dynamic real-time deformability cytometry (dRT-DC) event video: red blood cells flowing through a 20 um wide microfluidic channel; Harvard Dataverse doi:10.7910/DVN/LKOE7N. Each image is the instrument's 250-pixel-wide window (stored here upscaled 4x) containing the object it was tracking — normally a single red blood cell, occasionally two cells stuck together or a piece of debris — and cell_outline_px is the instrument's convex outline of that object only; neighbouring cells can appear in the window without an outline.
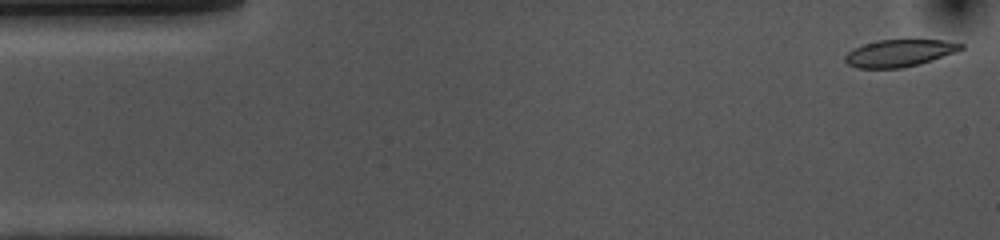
{"species": "common noctule bat (a hibernating species)", "species_latin": "Nyctalus noctula", "temperature_condition": "cold", "stored_images_in_passage": 55, "camera_frame_rate_fps": 3000, "um_per_image_px": 0.085, "animal": {"sex": "female", "body_mass_g": 10.0, "forearm_length_mm": 53.1}, "frame": {"image": 1, "passage_image": 1, "time_ms": 0.0, "image_size_px": [1000, 240], "cell_outline_px": [[964, 48], [956, 52], [920, 64], [900, 68], [856, 68], [848, 64], [844, 60], [844, 56], [852, 48], [864, 44], [880, 40], [944, 40], [964, 44]], "centroid_in_image_um": [76.44, 4.51], "position_along_channel_um": 8.6, "area_um2": 18.32}}
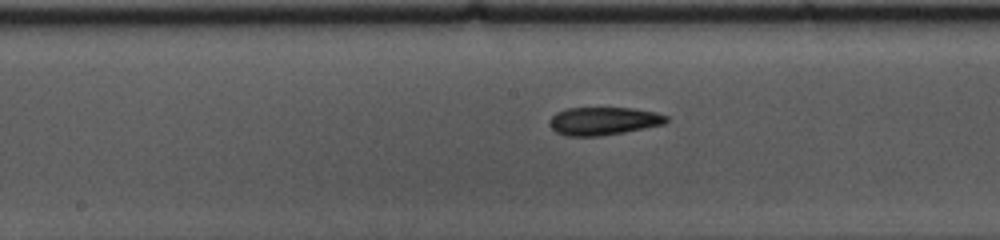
{"frame": {"image": 2, "passage_image": 26, "time_ms": 8.333, "image_size_px": [1000, 240], "cell_outline_px": [[668, 120], [664, 124], [624, 132], [600, 136], [568, 136], [556, 132], [548, 124], [552, 116], [556, 112], [564, 108], [636, 108], [656, 112], [668, 116]], "centroid_in_image_um": [51.29, 10.28], "position_along_channel_um": 196.9, "area_um2": 19.13}}
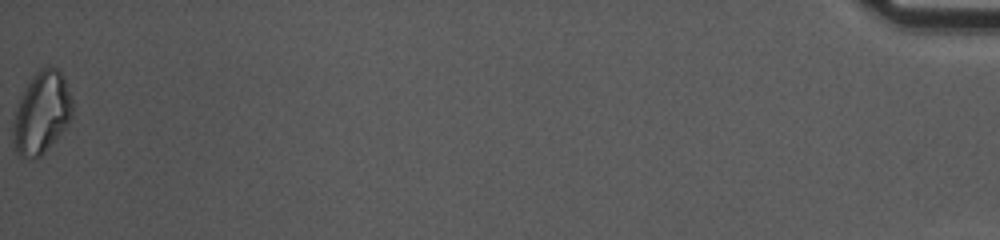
{"frame": {"image": 3, "passage_image": 55, "time_ms": 18.0, "image_size_px": [1000, 240], "cell_outline_px": [[72, 116], [68, 124], [44, 152], [40, 156], [32, 160], [28, 160], [20, 156], [16, 152], [12, 140], [12, 124], [20, 100], [32, 76], [40, 68], [52, 64], [64, 76], [72, 100]], "centroid_in_image_um": [3.53, 9.6], "position_along_channel_um": 431.7, "area_um2": 28.26}, "authors_computed_cell_mechanics": {"area_um2": 19.652, "velocity_mm_per_s": 3.5383, "shape_relaxation_time_tau1_ms": 5.5128, "shape_relaxation_time_tau2_ms": 3.1586, "deformation_change_tau1": 0.127, "deformation_change_tau2": 0.0986}}